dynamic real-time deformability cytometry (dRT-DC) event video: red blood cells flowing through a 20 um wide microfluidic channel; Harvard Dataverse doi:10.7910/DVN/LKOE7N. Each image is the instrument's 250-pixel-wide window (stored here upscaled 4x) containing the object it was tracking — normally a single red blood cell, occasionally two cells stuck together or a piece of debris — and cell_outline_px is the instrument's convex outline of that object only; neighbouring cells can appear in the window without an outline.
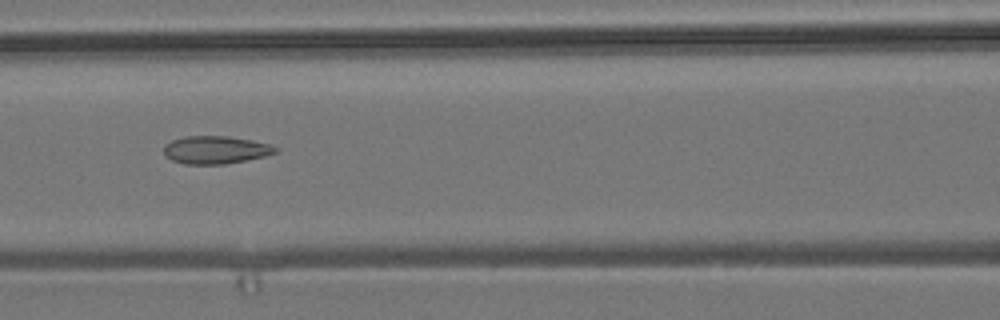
{"species": "common noctule bat (a hibernating species)", "species_latin": "Nyctalus noctula", "temperature_condition": "room temperature", "stored_images_in_passage": 7, "camera_frame_rate_fps": 3000, "um_per_image_px": 0.085, "animal": {"sex": "male", "body_mass_g": 19.2, "forearm_length_mm": 51.8}, "frame": {"image": 1, "passage_image": 5, "time_ms": 1.333, "image_size_px": [1000, 320], "cell_outline_px": [[280, 148], [276, 152], [264, 156], [224, 164], [184, 164], [172, 160], [164, 156], [164, 144], [172, 140], [184, 136], [228, 136], [252, 140], [268, 144]], "centroid_in_image_um": [18.29, 12.73], "position_along_channel_um": 148.3, "area_um2": 18.09}}
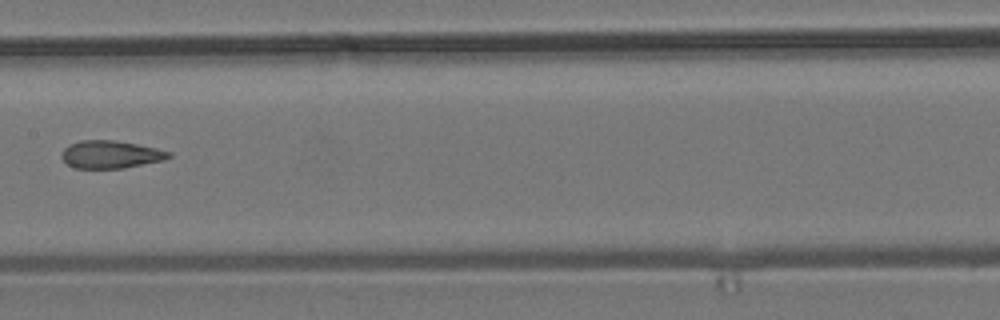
{"frame": {"image": 2, "passage_image": 6, "time_ms": 1.667, "image_size_px": [1000, 320], "cell_outline_px": [[172, 156], [164, 160], [124, 168], [76, 168], [68, 164], [60, 156], [60, 152], [68, 144], [80, 140], [116, 140], [156, 148], [172, 152]], "centroid_in_image_um": [9.39, 13.12], "position_along_channel_um": 198.0, "area_um2": 17.4}}
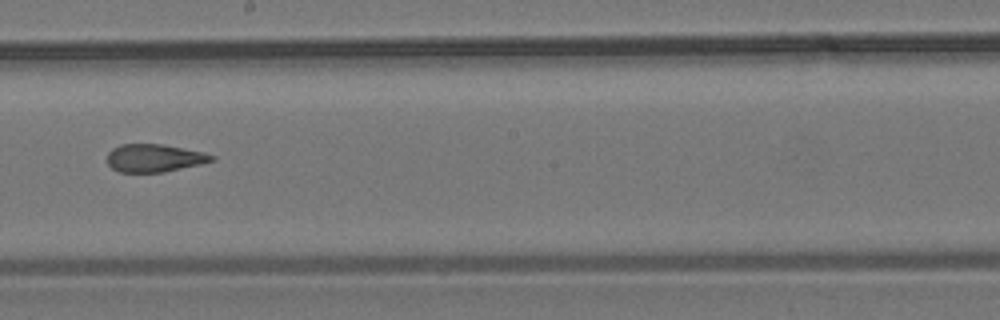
{"frame": {"image": 3, "passage_image": 7, "time_ms": 2.0, "image_size_px": [1000, 320], "cell_outline_px": [[216, 160], [200, 164], [164, 172], [120, 172], [112, 168], [108, 164], [108, 152], [112, 148], [120, 144], [164, 144], [204, 152], [216, 156]], "centroid_in_image_um": [13.14, 13.42], "position_along_channel_um": 235.1, "area_um2": 17.05}}